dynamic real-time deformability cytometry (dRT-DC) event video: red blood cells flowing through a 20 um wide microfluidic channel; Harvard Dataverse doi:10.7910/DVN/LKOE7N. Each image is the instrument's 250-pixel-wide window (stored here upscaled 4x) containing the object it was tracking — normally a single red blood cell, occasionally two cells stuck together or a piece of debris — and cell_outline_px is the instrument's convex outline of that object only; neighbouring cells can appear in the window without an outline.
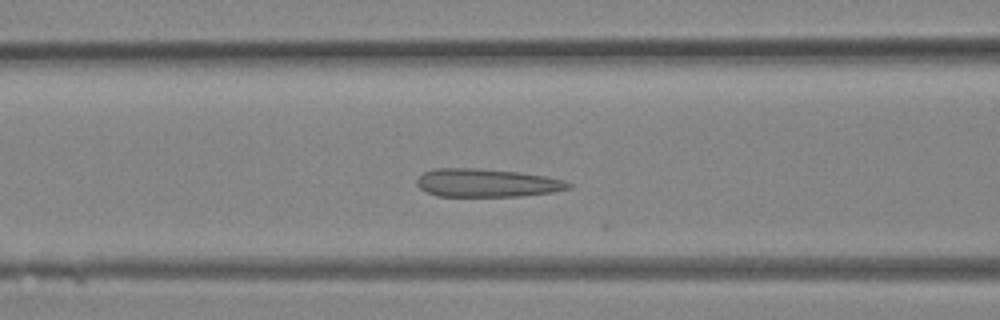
{"species": "Egyptian fruit bat (a non-hibernating species)", "species_latin": "Rousettus aegyptiacus", "temperature_condition": "room temperature", "stored_images_in_passage": 26, "camera_frame_rate_fps": 3000, "um_per_image_px": 0.085, "animal": {"sex": "female"}, "frame": {"image": 1, "passage_image": 7, "time_ms": 2.0, "image_size_px": [1000, 320], "cell_outline_px": [[572, 184], [568, 188], [552, 192], [520, 196], [436, 196], [420, 188], [416, 184], [416, 180], [424, 172], [436, 168], [476, 168], [520, 172], [544, 176], [564, 180]], "centroid_in_image_um": [41.35, 15.54], "position_along_channel_um": 125.2, "area_um2": 24.8}}
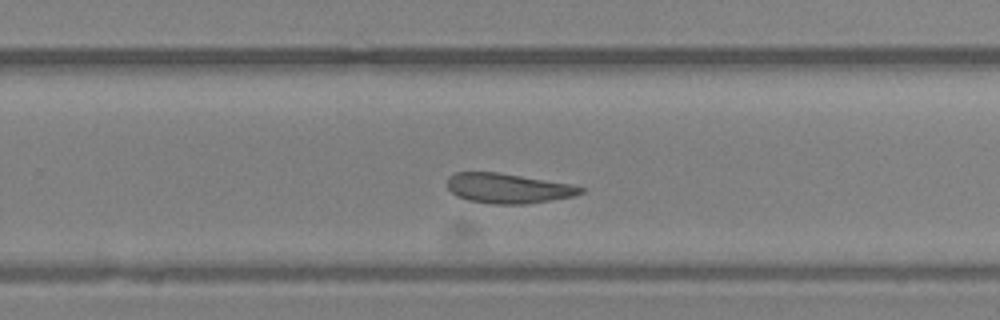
{"frame": {"image": 2, "passage_image": 15, "time_ms": 4.667, "image_size_px": [1000, 320], "cell_outline_px": [[584, 192], [576, 196], [524, 204], [488, 204], [468, 200], [456, 196], [448, 188], [448, 176], [456, 172], [496, 172], [572, 184], [584, 188]], "centroid_in_image_um": [43.18, 16.01], "position_along_channel_um": 286.6, "area_um2": 23.24}}
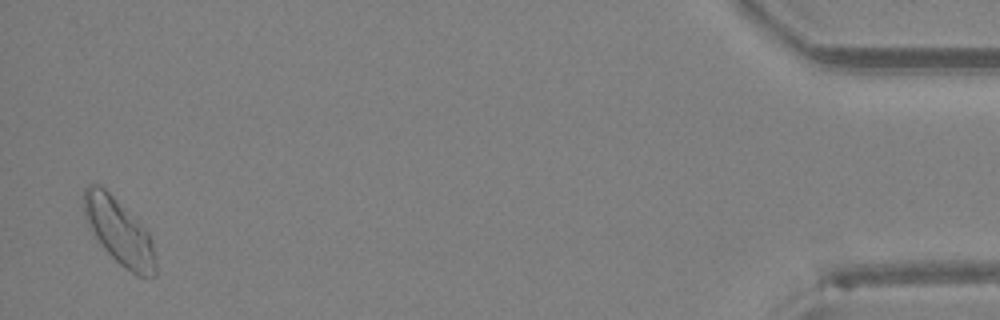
{"frame": {"image": 3, "passage_image": 26, "time_ms": 8.333, "image_size_px": [1000, 320], "cell_outline_px": [[156, 276], [136, 276], [120, 264], [104, 248], [96, 236], [84, 216], [84, 188], [88, 184], [100, 184], [148, 232], [152, 244], [156, 264]], "centroid_in_image_um": [10.12, 19.7], "position_along_channel_um": 425.1, "area_um2": 26.59}}